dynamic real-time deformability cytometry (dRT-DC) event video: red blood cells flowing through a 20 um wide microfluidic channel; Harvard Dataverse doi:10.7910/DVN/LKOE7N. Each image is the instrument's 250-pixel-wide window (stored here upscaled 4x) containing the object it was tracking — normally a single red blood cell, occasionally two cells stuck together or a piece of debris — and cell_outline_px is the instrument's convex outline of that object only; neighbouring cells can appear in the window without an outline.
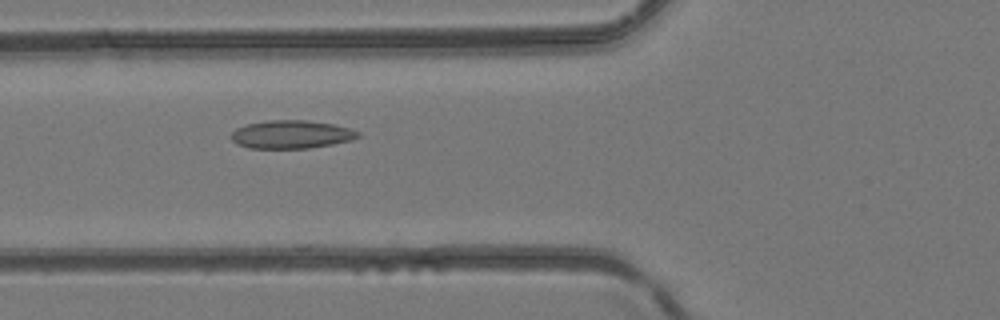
{"species": "common noctule bat (a hibernating species)", "species_latin": "Nyctalus noctula", "temperature_condition": "room temperature", "stored_images_in_passage": 31, "camera_frame_rate_fps": 3000, "um_per_image_px": 0.085, "animal": {"sex": "female", "body_mass_g": 24.6, "forearm_length_mm": 56.2}, "frame": {"image": 1, "passage_image": 5, "time_ms": 1.333, "image_size_px": [1000, 320], "cell_outline_px": [[360, 136], [352, 140], [332, 144], [308, 148], [248, 148], [236, 144], [232, 140], [232, 132], [236, 128], [248, 124], [268, 120], [304, 120], [332, 124], [348, 128], [360, 132]], "centroid_in_image_um": [24.75, 11.43], "position_along_channel_um": 101.0, "area_um2": 20.69}}
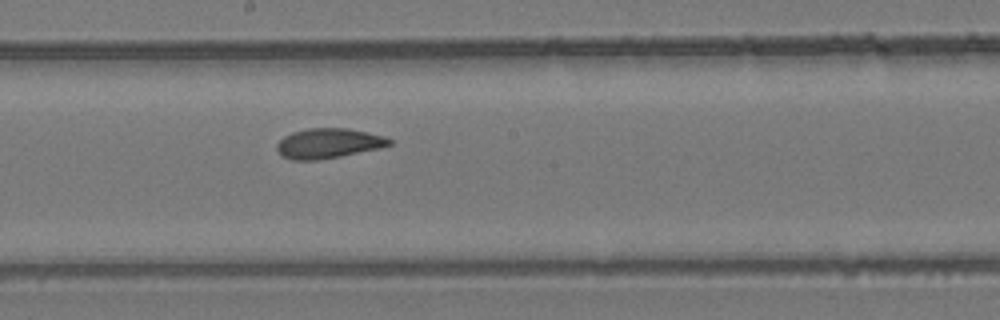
{"frame": {"image": 2, "passage_image": 13, "time_ms": 4.0, "image_size_px": [1000, 320], "cell_outline_px": [[392, 144], [380, 148], [340, 156], [316, 160], [292, 160], [280, 156], [276, 148], [276, 144], [284, 136], [292, 132], [308, 128], [348, 128], [384, 136], [392, 140]], "centroid_in_image_um": [27.88, 12.18], "position_along_channel_um": 220.3, "area_um2": 19.65}}
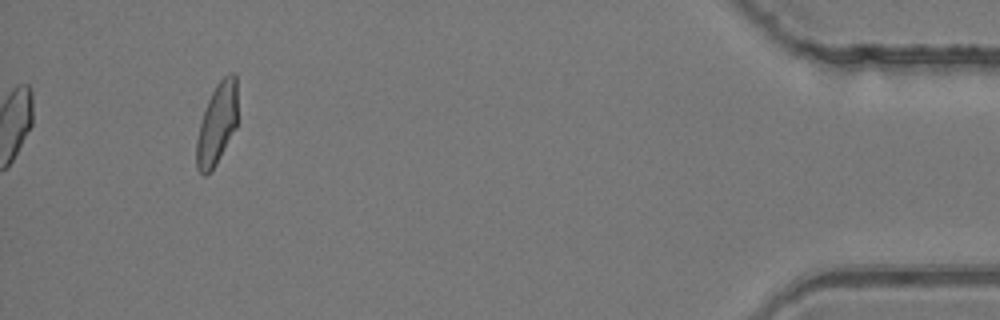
{"frame": {"image": 3, "passage_image": 31, "time_ms": 10.0, "image_size_px": [1000, 320], "cell_outline_px": [[236, 128], [216, 164], [204, 176], [196, 168], [196, 140], [200, 124], [208, 100], [216, 84], [228, 72], [232, 72], [236, 76]], "centroid_in_image_um": [18.43, 10.53], "position_along_channel_um": 416.8, "area_um2": 19.19}}